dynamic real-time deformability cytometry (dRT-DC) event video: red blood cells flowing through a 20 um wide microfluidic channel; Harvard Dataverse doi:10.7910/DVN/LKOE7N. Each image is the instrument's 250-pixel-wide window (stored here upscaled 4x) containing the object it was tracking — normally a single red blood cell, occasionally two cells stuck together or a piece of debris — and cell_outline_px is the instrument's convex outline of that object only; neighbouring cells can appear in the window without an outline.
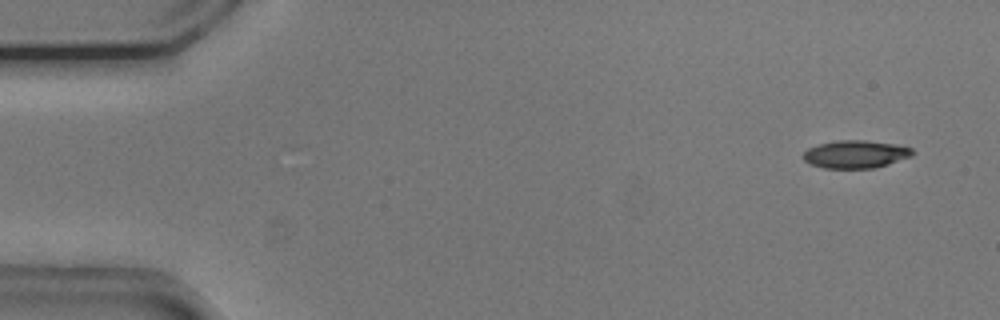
{"species": "common noctule bat (a hibernating species)", "species_latin": "Nyctalus noctula", "temperature_condition": "cold", "stored_images_in_passage": 54, "camera_frame_rate_fps": 3000, "um_per_image_px": 0.085, "animal": {"sex": "male", "body_mass_g": 20.5, "forearm_length_mm": 52.5}, "frame": {"image": 1, "passage_image": 3, "time_ms": 0.667, "image_size_px": [1000, 320], "cell_outline_px": [[916, 152], [912, 156], [876, 168], [824, 168], [812, 164], [804, 160], [804, 152], [808, 148], [820, 144], [836, 140], [864, 140], [896, 144], [912, 148]], "centroid_in_image_um": [72.77, 13.1], "position_along_channel_um": 12.2, "area_um2": 17.69}}
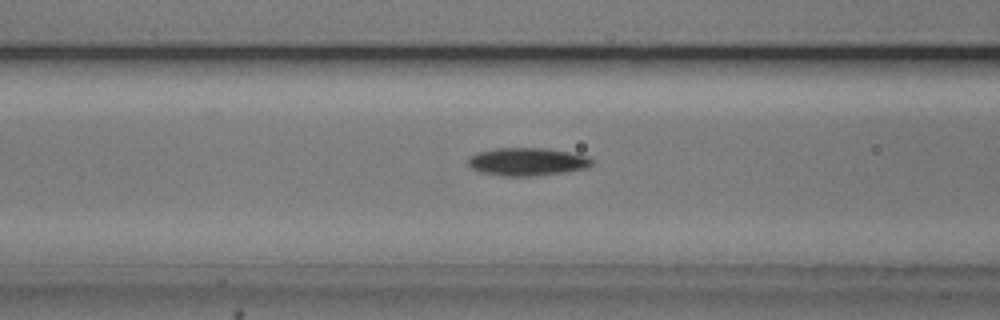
{"frame": {"image": 2, "passage_image": 21, "time_ms": 6.667, "image_size_px": [1000, 320], "cell_outline_px": [[592, 164], [588, 168], [564, 172], [528, 176], [504, 176], [480, 172], [472, 168], [468, 164], [468, 156], [476, 152], [496, 148], [548, 148], [588, 156], [592, 160]], "centroid_in_image_um": [44.79, 13.74], "position_along_channel_um": 121.8, "area_um2": 20.17}}
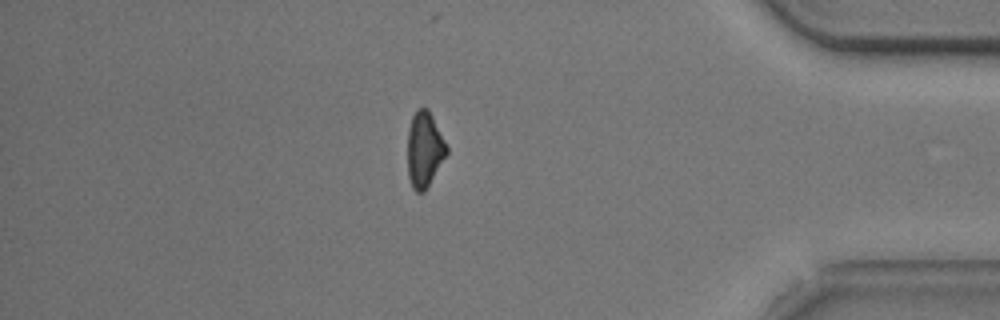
{"frame": {"image": 3, "passage_image": 46, "time_ms": 15.0, "image_size_px": [1000, 320], "cell_outline_px": [[448, 152], [424, 192], [416, 192], [412, 188], [408, 176], [408, 128], [412, 116], [416, 108], [428, 108], [448, 148]], "centroid_in_image_um": [36.06, 12.7], "position_along_channel_um": 399.1, "area_um2": 17.05}, "authors_computed_cell_mechanics": {"area_um2": 18.5827, "velocity_mm_per_s": 3.7518, "shape_relaxation_time_tau1_ms": 2.805, "shape_relaxation_time_tau2_ms": null, "deformation_change_tau1": 0.1085, "deformation_change_tau2": null}}